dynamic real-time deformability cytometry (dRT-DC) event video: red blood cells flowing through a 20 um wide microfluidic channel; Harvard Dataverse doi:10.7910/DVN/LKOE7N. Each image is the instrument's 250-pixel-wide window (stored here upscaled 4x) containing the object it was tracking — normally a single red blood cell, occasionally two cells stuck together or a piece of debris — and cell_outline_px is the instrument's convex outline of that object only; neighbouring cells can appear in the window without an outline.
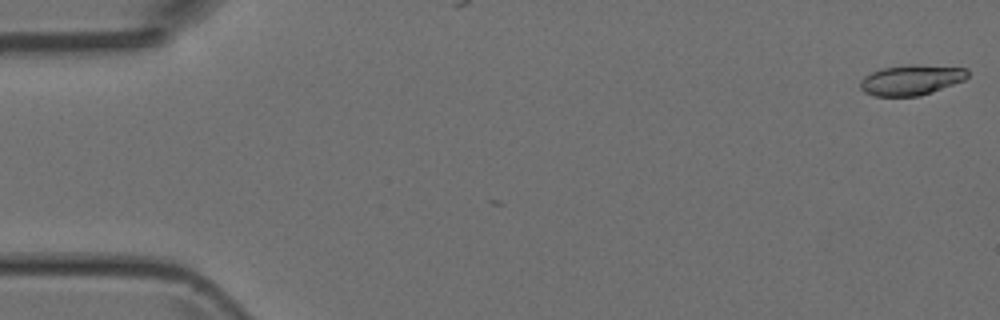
{"species": "Egyptian fruit bat (a non-hibernating species)", "species_latin": "Rousettus aegyptiacus", "temperature_condition": "room temperature", "stored_images_in_passage": 4, "camera_frame_rate_fps": 3000, "um_per_image_px": 0.085, "animal": {"sex": "female"}, "frame": {"image": 1, "passage_image": 1, "time_ms": 0.0, "image_size_px": [1000, 320], "cell_outline_px": [[968, 76], [964, 80], [932, 92], [920, 96], [876, 96], [864, 92], [860, 88], [860, 80], [864, 76], [872, 72], [884, 68], [908, 64], [916, 64], [968, 68]], "centroid_in_image_um": [77.46, 6.79], "position_along_channel_um": 7.5, "area_um2": 19.02}}